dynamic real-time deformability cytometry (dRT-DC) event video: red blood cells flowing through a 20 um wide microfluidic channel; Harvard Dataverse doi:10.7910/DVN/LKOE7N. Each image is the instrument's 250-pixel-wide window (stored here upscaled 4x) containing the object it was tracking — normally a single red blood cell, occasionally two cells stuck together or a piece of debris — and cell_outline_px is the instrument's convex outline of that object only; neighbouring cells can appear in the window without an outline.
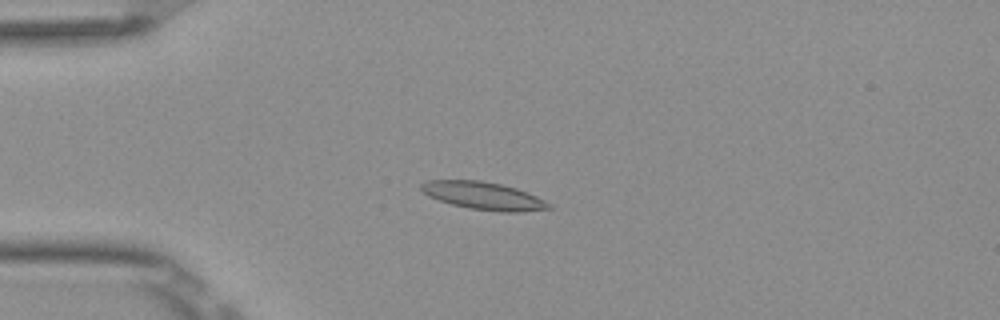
{"species": "Egyptian fruit bat (a non-hibernating species)", "species_latin": "Rousettus aegyptiacus", "temperature_condition": "room temperature", "stored_images_in_passage": 45, "camera_frame_rate_fps": 3000, "um_per_image_px": 0.085, "frame": {"image": 1, "passage_image": 6, "time_ms": 1.667, "image_size_px": [1000, 320], "cell_outline_px": [[552, 208], [520, 212], [500, 212], [468, 208], [452, 204], [428, 196], [420, 188], [420, 184], [428, 180], [480, 180], [500, 184], [516, 188], [528, 192], [552, 204]], "centroid_in_image_um": [41.11, 16.64], "position_along_channel_um": 43.9, "area_um2": 20.58}}
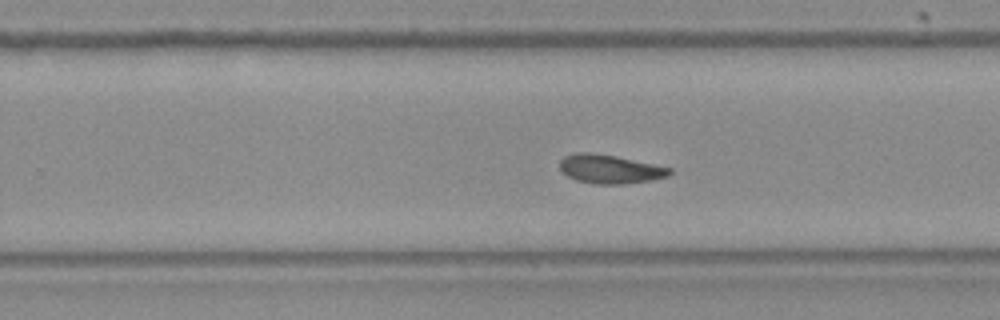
{"frame": {"image": 2, "passage_image": 26, "time_ms": 8.333, "image_size_px": [1000, 320], "cell_outline_px": [[672, 172], [668, 176], [648, 180], [624, 184], [596, 184], [576, 180], [568, 176], [560, 168], [560, 160], [564, 156], [576, 152], [592, 152], [616, 156], [672, 168]], "centroid_in_image_um": [51.82, 14.36], "position_along_channel_um": 278.0, "area_um2": 18.32}}
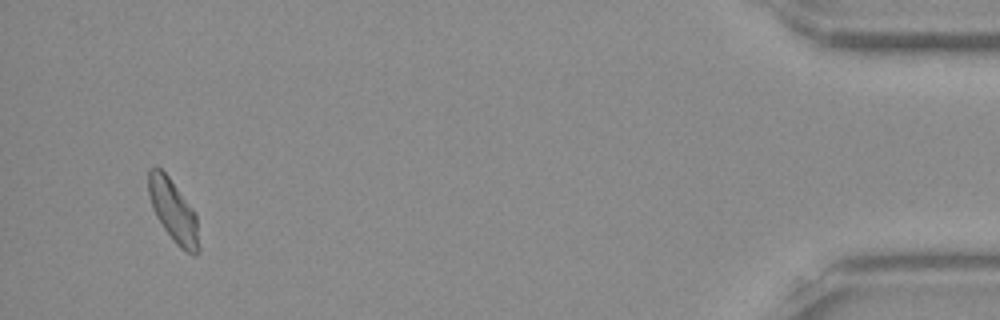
{"frame": {"image": 3, "passage_image": 43, "time_ms": 14.0, "image_size_px": [1000, 320], "cell_outline_px": [[200, 252], [196, 256], [192, 256], [180, 248], [176, 244], [164, 228], [156, 216], [152, 208], [148, 192], [148, 168], [156, 164], [168, 176], [196, 212], [200, 248]], "centroid_in_image_um": [14.75, 17.94], "position_along_channel_um": 420.5, "area_um2": 18.67}, "authors_computed_cell_mechanics": {"area_um2": 18.5538, "velocity_mm_per_s": 3.8523, "shape_relaxation_time_tau1_ms": 5.7936, "shape_relaxation_time_tau2_ms": 3.7715, "deformation_change_tau1": 0.1536, "deformation_change_tau2": 0.0827}}